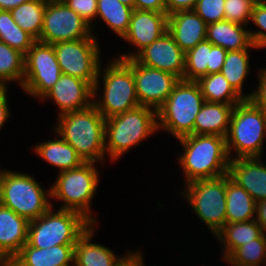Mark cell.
I'll return each instance as SVG.
<instances>
[{"mask_svg":"<svg viewBox=\"0 0 266 266\" xmlns=\"http://www.w3.org/2000/svg\"><path fill=\"white\" fill-rule=\"evenodd\" d=\"M196 82L199 84L205 101L222 104H239L244 100L221 72L202 76Z\"/></svg>","mask_w":266,"mask_h":266,"instance_id":"83f0119b","label":"cell"},{"mask_svg":"<svg viewBox=\"0 0 266 266\" xmlns=\"http://www.w3.org/2000/svg\"><path fill=\"white\" fill-rule=\"evenodd\" d=\"M136 251V252H135ZM120 266H146L141 250H135Z\"/></svg>","mask_w":266,"mask_h":266,"instance_id":"bcb514c9","label":"cell"},{"mask_svg":"<svg viewBox=\"0 0 266 266\" xmlns=\"http://www.w3.org/2000/svg\"><path fill=\"white\" fill-rule=\"evenodd\" d=\"M225 0H197L194 11L209 25L225 20Z\"/></svg>","mask_w":266,"mask_h":266,"instance_id":"74e56055","label":"cell"},{"mask_svg":"<svg viewBox=\"0 0 266 266\" xmlns=\"http://www.w3.org/2000/svg\"><path fill=\"white\" fill-rule=\"evenodd\" d=\"M29 221L0 204V252L11 261L27 243Z\"/></svg>","mask_w":266,"mask_h":266,"instance_id":"44dd1931","label":"cell"},{"mask_svg":"<svg viewBox=\"0 0 266 266\" xmlns=\"http://www.w3.org/2000/svg\"><path fill=\"white\" fill-rule=\"evenodd\" d=\"M225 138L230 159L262 158L266 138V113L250 99H244L233 108Z\"/></svg>","mask_w":266,"mask_h":266,"instance_id":"8992f818","label":"cell"},{"mask_svg":"<svg viewBox=\"0 0 266 266\" xmlns=\"http://www.w3.org/2000/svg\"><path fill=\"white\" fill-rule=\"evenodd\" d=\"M138 102L157 110L168 98L180 78L174 74L140 64L132 58Z\"/></svg>","mask_w":266,"mask_h":266,"instance_id":"5bb4252c","label":"cell"},{"mask_svg":"<svg viewBox=\"0 0 266 266\" xmlns=\"http://www.w3.org/2000/svg\"><path fill=\"white\" fill-rule=\"evenodd\" d=\"M257 70L258 85L251 92L247 93V99H250L258 108L266 113V68L261 67Z\"/></svg>","mask_w":266,"mask_h":266,"instance_id":"ab89813d","label":"cell"},{"mask_svg":"<svg viewBox=\"0 0 266 266\" xmlns=\"http://www.w3.org/2000/svg\"><path fill=\"white\" fill-rule=\"evenodd\" d=\"M54 139H49L35 144L33 151L41 157L45 163H49L58 169V173L80 166L84 161L77 154L76 150L62 139L56 131Z\"/></svg>","mask_w":266,"mask_h":266,"instance_id":"d4e9b609","label":"cell"},{"mask_svg":"<svg viewBox=\"0 0 266 266\" xmlns=\"http://www.w3.org/2000/svg\"><path fill=\"white\" fill-rule=\"evenodd\" d=\"M75 245L35 248L27 243L10 261V266H74Z\"/></svg>","mask_w":266,"mask_h":266,"instance_id":"7402d4cb","label":"cell"},{"mask_svg":"<svg viewBox=\"0 0 266 266\" xmlns=\"http://www.w3.org/2000/svg\"><path fill=\"white\" fill-rule=\"evenodd\" d=\"M30 0H0V10L11 11L13 8Z\"/></svg>","mask_w":266,"mask_h":266,"instance_id":"7dc6e473","label":"cell"},{"mask_svg":"<svg viewBox=\"0 0 266 266\" xmlns=\"http://www.w3.org/2000/svg\"><path fill=\"white\" fill-rule=\"evenodd\" d=\"M206 40L226 51L258 49L251 40L248 26L228 20L207 25Z\"/></svg>","mask_w":266,"mask_h":266,"instance_id":"603a6c76","label":"cell"},{"mask_svg":"<svg viewBox=\"0 0 266 266\" xmlns=\"http://www.w3.org/2000/svg\"><path fill=\"white\" fill-rule=\"evenodd\" d=\"M249 50L252 51V49L228 51L221 70L229 84L244 99H247V94L242 93L243 86L251 71Z\"/></svg>","mask_w":266,"mask_h":266,"instance_id":"f1b7e54d","label":"cell"},{"mask_svg":"<svg viewBox=\"0 0 266 266\" xmlns=\"http://www.w3.org/2000/svg\"><path fill=\"white\" fill-rule=\"evenodd\" d=\"M167 31L175 43L187 52L206 40L207 24L194 10L178 11L168 15Z\"/></svg>","mask_w":266,"mask_h":266,"instance_id":"ffe728a7","label":"cell"},{"mask_svg":"<svg viewBox=\"0 0 266 266\" xmlns=\"http://www.w3.org/2000/svg\"><path fill=\"white\" fill-rule=\"evenodd\" d=\"M0 41L25 55L36 40L15 23L10 11L0 10Z\"/></svg>","mask_w":266,"mask_h":266,"instance_id":"d6a6232c","label":"cell"},{"mask_svg":"<svg viewBox=\"0 0 266 266\" xmlns=\"http://www.w3.org/2000/svg\"><path fill=\"white\" fill-rule=\"evenodd\" d=\"M62 75L52 44L36 40L24 57L21 89L40 100Z\"/></svg>","mask_w":266,"mask_h":266,"instance_id":"7c38bea8","label":"cell"},{"mask_svg":"<svg viewBox=\"0 0 266 266\" xmlns=\"http://www.w3.org/2000/svg\"><path fill=\"white\" fill-rule=\"evenodd\" d=\"M38 1H42L44 3H52V2H57V1H61V0H38Z\"/></svg>","mask_w":266,"mask_h":266,"instance_id":"816d5d0a","label":"cell"},{"mask_svg":"<svg viewBox=\"0 0 266 266\" xmlns=\"http://www.w3.org/2000/svg\"><path fill=\"white\" fill-rule=\"evenodd\" d=\"M249 23L259 28L256 31L248 28L253 44L258 49H266V3L253 5Z\"/></svg>","mask_w":266,"mask_h":266,"instance_id":"8d00e7d4","label":"cell"},{"mask_svg":"<svg viewBox=\"0 0 266 266\" xmlns=\"http://www.w3.org/2000/svg\"><path fill=\"white\" fill-rule=\"evenodd\" d=\"M0 266H10V261L0 252Z\"/></svg>","mask_w":266,"mask_h":266,"instance_id":"c3c4849f","label":"cell"},{"mask_svg":"<svg viewBox=\"0 0 266 266\" xmlns=\"http://www.w3.org/2000/svg\"><path fill=\"white\" fill-rule=\"evenodd\" d=\"M255 220L266 234V199L256 202Z\"/></svg>","mask_w":266,"mask_h":266,"instance_id":"f6af8a7d","label":"cell"},{"mask_svg":"<svg viewBox=\"0 0 266 266\" xmlns=\"http://www.w3.org/2000/svg\"><path fill=\"white\" fill-rule=\"evenodd\" d=\"M98 40L101 39L93 34L90 38L53 44L62 74L80 78L93 87L102 65Z\"/></svg>","mask_w":266,"mask_h":266,"instance_id":"8fae6325","label":"cell"},{"mask_svg":"<svg viewBox=\"0 0 266 266\" xmlns=\"http://www.w3.org/2000/svg\"><path fill=\"white\" fill-rule=\"evenodd\" d=\"M57 117L53 130L76 150L84 162L106 164L105 118L94 104Z\"/></svg>","mask_w":266,"mask_h":266,"instance_id":"7a4b0ae2","label":"cell"},{"mask_svg":"<svg viewBox=\"0 0 266 266\" xmlns=\"http://www.w3.org/2000/svg\"><path fill=\"white\" fill-rule=\"evenodd\" d=\"M119 1L125 4L126 6H129L132 9H134V0H119Z\"/></svg>","mask_w":266,"mask_h":266,"instance_id":"681fc988","label":"cell"},{"mask_svg":"<svg viewBox=\"0 0 266 266\" xmlns=\"http://www.w3.org/2000/svg\"><path fill=\"white\" fill-rule=\"evenodd\" d=\"M264 232L256 220H249L237 223H226L223 228L214 236L221 246V260L225 261L237 248L253 242Z\"/></svg>","mask_w":266,"mask_h":266,"instance_id":"484cf974","label":"cell"},{"mask_svg":"<svg viewBox=\"0 0 266 266\" xmlns=\"http://www.w3.org/2000/svg\"><path fill=\"white\" fill-rule=\"evenodd\" d=\"M24 57L19 50L0 41V86L18 83L21 88L24 79Z\"/></svg>","mask_w":266,"mask_h":266,"instance_id":"1f68e13d","label":"cell"},{"mask_svg":"<svg viewBox=\"0 0 266 266\" xmlns=\"http://www.w3.org/2000/svg\"><path fill=\"white\" fill-rule=\"evenodd\" d=\"M140 64L170 72L184 80L185 52L166 31L151 45L146 46L134 57Z\"/></svg>","mask_w":266,"mask_h":266,"instance_id":"2e32d148","label":"cell"},{"mask_svg":"<svg viewBox=\"0 0 266 266\" xmlns=\"http://www.w3.org/2000/svg\"><path fill=\"white\" fill-rule=\"evenodd\" d=\"M97 225L91 224L78 238L74 247V266H120L133 253L129 250L119 256L109 247L94 243Z\"/></svg>","mask_w":266,"mask_h":266,"instance_id":"ac0fdd59","label":"cell"},{"mask_svg":"<svg viewBox=\"0 0 266 266\" xmlns=\"http://www.w3.org/2000/svg\"><path fill=\"white\" fill-rule=\"evenodd\" d=\"M177 141L183 148L176 159L183 172V185L194 180L213 179L228 174L230 157L225 137L192 134Z\"/></svg>","mask_w":266,"mask_h":266,"instance_id":"6da1fadb","label":"cell"},{"mask_svg":"<svg viewBox=\"0 0 266 266\" xmlns=\"http://www.w3.org/2000/svg\"><path fill=\"white\" fill-rule=\"evenodd\" d=\"M54 101L58 116L85 109L93 104V87L80 78L62 74L54 86L39 100Z\"/></svg>","mask_w":266,"mask_h":266,"instance_id":"e0dca14e","label":"cell"},{"mask_svg":"<svg viewBox=\"0 0 266 266\" xmlns=\"http://www.w3.org/2000/svg\"><path fill=\"white\" fill-rule=\"evenodd\" d=\"M0 204L28 221L35 220L52 206L50 188L44 189L31 174L2 169Z\"/></svg>","mask_w":266,"mask_h":266,"instance_id":"52a82bcc","label":"cell"},{"mask_svg":"<svg viewBox=\"0 0 266 266\" xmlns=\"http://www.w3.org/2000/svg\"><path fill=\"white\" fill-rule=\"evenodd\" d=\"M205 102L196 81L180 79L166 101L157 109L158 131L177 140L193 134L194 123Z\"/></svg>","mask_w":266,"mask_h":266,"instance_id":"ba28073f","label":"cell"},{"mask_svg":"<svg viewBox=\"0 0 266 266\" xmlns=\"http://www.w3.org/2000/svg\"><path fill=\"white\" fill-rule=\"evenodd\" d=\"M235 105L205 101L196 116L193 134H209L226 137Z\"/></svg>","mask_w":266,"mask_h":266,"instance_id":"cb8c5ba5","label":"cell"},{"mask_svg":"<svg viewBox=\"0 0 266 266\" xmlns=\"http://www.w3.org/2000/svg\"><path fill=\"white\" fill-rule=\"evenodd\" d=\"M109 60L104 68L100 65L93 86V104L105 119L140 106L133 77L132 58L122 60L115 57Z\"/></svg>","mask_w":266,"mask_h":266,"instance_id":"3957f363","label":"cell"},{"mask_svg":"<svg viewBox=\"0 0 266 266\" xmlns=\"http://www.w3.org/2000/svg\"><path fill=\"white\" fill-rule=\"evenodd\" d=\"M134 9L166 13L164 0H134Z\"/></svg>","mask_w":266,"mask_h":266,"instance_id":"b9f144b4","label":"cell"},{"mask_svg":"<svg viewBox=\"0 0 266 266\" xmlns=\"http://www.w3.org/2000/svg\"><path fill=\"white\" fill-rule=\"evenodd\" d=\"M8 91L9 87L8 86H0V131L4 127L6 121H8V118L10 116V105L8 103ZM1 133V132H0Z\"/></svg>","mask_w":266,"mask_h":266,"instance_id":"7bdbcfd3","label":"cell"},{"mask_svg":"<svg viewBox=\"0 0 266 266\" xmlns=\"http://www.w3.org/2000/svg\"><path fill=\"white\" fill-rule=\"evenodd\" d=\"M166 13L173 14L178 11L193 10L197 0H164Z\"/></svg>","mask_w":266,"mask_h":266,"instance_id":"ee69618b","label":"cell"},{"mask_svg":"<svg viewBox=\"0 0 266 266\" xmlns=\"http://www.w3.org/2000/svg\"><path fill=\"white\" fill-rule=\"evenodd\" d=\"M92 35L91 26L62 0L46 4L38 41L53 45L62 41L90 38Z\"/></svg>","mask_w":266,"mask_h":266,"instance_id":"4fadbf2b","label":"cell"},{"mask_svg":"<svg viewBox=\"0 0 266 266\" xmlns=\"http://www.w3.org/2000/svg\"><path fill=\"white\" fill-rule=\"evenodd\" d=\"M52 206L39 218L29 221L27 244L35 248L75 245L92 224L81 213Z\"/></svg>","mask_w":266,"mask_h":266,"instance_id":"9c48e42d","label":"cell"},{"mask_svg":"<svg viewBox=\"0 0 266 266\" xmlns=\"http://www.w3.org/2000/svg\"><path fill=\"white\" fill-rule=\"evenodd\" d=\"M224 262L231 266H266V234L237 248Z\"/></svg>","mask_w":266,"mask_h":266,"instance_id":"836d02e7","label":"cell"},{"mask_svg":"<svg viewBox=\"0 0 266 266\" xmlns=\"http://www.w3.org/2000/svg\"><path fill=\"white\" fill-rule=\"evenodd\" d=\"M46 3L30 0L13 8L10 12L15 23L35 40L40 39L43 26V15Z\"/></svg>","mask_w":266,"mask_h":266,"instance_id":"4dcf8cb0","label":"cell"},{"mask_svg":"<svg viewBox=\"0 0 266 266\" xmlns=\"http://www.w3.org/2000/svg\"><path fill=\"white\" fill-rule=\"evenodd\" d=\"M158 131L157 110L138 106L105 119V154L110 162L117 163L121 156ZM148 137V138H147ZM108 155V157H107Z\"/></svg>","mask_w":266,"mask_h":266,"instance_id":"277c9868","label":"cell"},{"mask_svg":"<svg viewBox=\"0 0 266 266\" xmlns=\"http://www.w3.org/2000/svg\"><path fill=\"white\" fill-rule=\"evenodd\" d=\"M133 11L119 0H97L96 19L103 21L115 35L122 38L129 28Z\"/></svg>","mask_w":266,"mask_h":266,"instance_id":"f546056e","label":"cell"},{"mask_svg":"<svg viewBox=\"0 0 266 266\" xmlns=\"http://www.w3.org/2000/svg\"><path fill=\"white\" fill-rule=\"evenodd\" d=\"M256 201L226 174V221L237 223L254 220Z\"/></svg>","mask_w":266,"mask_h":266,"instance_id":"4316f807","label":"cell"},{"mask_svg":"<svg viewBox=\"0 0 266 266\" xmlns=\"http://www.w3.org/2000/svg\"><path fill=\"white\" fill-rule=\"evenodd\" d=\"M97 166L95 162H84L76 168L61 171L50 186L52 201L55 199L62 203L59 209L79 212L92 224H98L91 212V201L101 180Z\"/></svg>","mask_w":266,"mask_h":266,"instance_id":"5b68a950","label":"cell"},{"mask_svg":"<svg viewBox=\"0 0 266 266\" xmlns=\"http://www.w3.org/2000/svg\"><path fill=\"white\" fill-rule=\"evenodd\" d=\"M70 9L79 14L90 26L95 35L94 24L97 15V0H62ZM95 21V22H94Z\"/></svg>","mask_w":266,"mask_h":266,"instance_id":"f35d334b","label":"cell"},{"mask_svg":"<svg viewBox=\"0 0 266 266\" xmlns=\"http://www.w3.org/2000/svg\"><path fill=\"white\" fill-rule=\"evenodd\" d=\"M261 157L230 159L228 175L256 201L266 199V162Z\"/></svg>","mask_w":266,"mask_h":266,"instance_id":"d6986e66","label":"cell"},{"mask_svg":"<svg viewBox=\"0 0 266 266\" xmlns=\"http://www.w3.org/2000/svg\"><path fill=\"white\" fill-rule=\"evenodd\" d=\"M184 188V189H183ZM178 192L197 217L215 236L226 221V175L213 179L194 180Z\"/></svg>","mask_w":266,"mask_h":266,"instance_id":"30bf717a","label":"cell"},{"mask_svg":"<svg viewBox=\"0 0 266 266\" xmlns=\"http://www.w3.org/2000/svg\"><path fill=\"white\" fill-rule=\"evenodd\" d=\"M252 4L257 5V4H264L266 3V0H249Z\"/></svg>","mask_w":266,"mask_h":266,"instance_id":"f907efd6","label":"cell"},{"mask_svg":"<svg viewBox=\"0 0 266 266\" xmlns=\"http://www.w3.org/2000/svg\"><path fill=\"white\" fill-rule=\"evenodd\" d=\"M210 51L211 42L204 40L185 52L184 80L197 81L207 75V66H210Z\"/></svg>","mask_w":266,"mask_h":266,"instance_id":"e575fe53","label":"cell"},{"mask_svg":"<svg viewBox=\"0 0 266 266\" xmlns=\"http://www.w3.org/2000/svg\"><path fill=\"white\" fill-rule=\"evenodd\" d=\"M168 29V14L154 11L134 9L129 28L121 38L129 45L134 46L133 51L119 53L116 58L127 60L134 58L146 46L151 45L160 38Z\"/></svg>","mask_w":266,"mask_h":266,"instance_id":"9a60e30c","label":"cell"},{"mask_svg":"<svg viewBox=\"0 0 266 266\" xmlns=\"http://www.w3.org/2000/svg\"><path fill=\"white\" fill-rule=\"evenodd\" d=\"M253 5L249 0H225V20L249 27Z\"/></svg>","mask_w":266,"mask_h":266,"instance_id":"d590c367","label":"cell"},{"mask_svg":"<svg viewBox=\"0 0 266 266\" xmlns=\"http://www.w3.org/2000/svg\"><path fill=\"white\" fill-rule=\"evenodd\" d=\"M227 52L220 46H214L211 43L210 66H207V75L221 72Z\"/></svg>","mask_w":266,"mask_h":266,"instance_id":"60d3db41","label":"cell"}]
</instances>
